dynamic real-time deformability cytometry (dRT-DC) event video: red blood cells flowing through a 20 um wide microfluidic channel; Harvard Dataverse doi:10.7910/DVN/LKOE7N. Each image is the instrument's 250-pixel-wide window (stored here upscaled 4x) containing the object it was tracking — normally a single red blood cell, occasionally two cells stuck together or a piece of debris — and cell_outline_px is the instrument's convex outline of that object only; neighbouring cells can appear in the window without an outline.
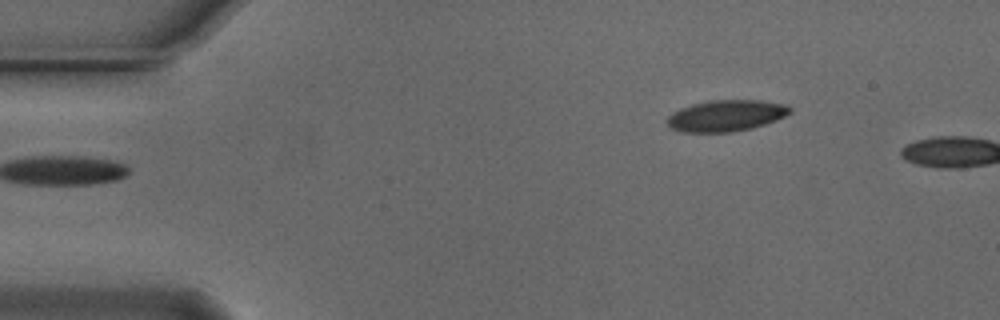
{"species": "Egyptian fruit bat (a non-hibernating species)", "species_latin": "Rousettus aegyptiacus", "temperature_condition": "cold", "stored_images_in_passage": 6, "camera_frame_rate_fps": 3000, "um_per_image_px": 0.085, "animal": {"sex": "male"}, "frame": {"image": 1, "passage_image": 1, "time_ms": 0.0, "image_size_px": [1000, 320], "cell_outline_px": [[792, 112], [776, 120], [752, 128], [728, 132], [680, 132], [668, 128], [668, 116], [672, 112], [680, 108], [692, 104], [712, 100], [760, 100], [784, 104], [792, 108]], "centroid_in_image_um": [61.69, 9.83], "position_along_channel_um": 23.3, "area_um2": 22.43}}